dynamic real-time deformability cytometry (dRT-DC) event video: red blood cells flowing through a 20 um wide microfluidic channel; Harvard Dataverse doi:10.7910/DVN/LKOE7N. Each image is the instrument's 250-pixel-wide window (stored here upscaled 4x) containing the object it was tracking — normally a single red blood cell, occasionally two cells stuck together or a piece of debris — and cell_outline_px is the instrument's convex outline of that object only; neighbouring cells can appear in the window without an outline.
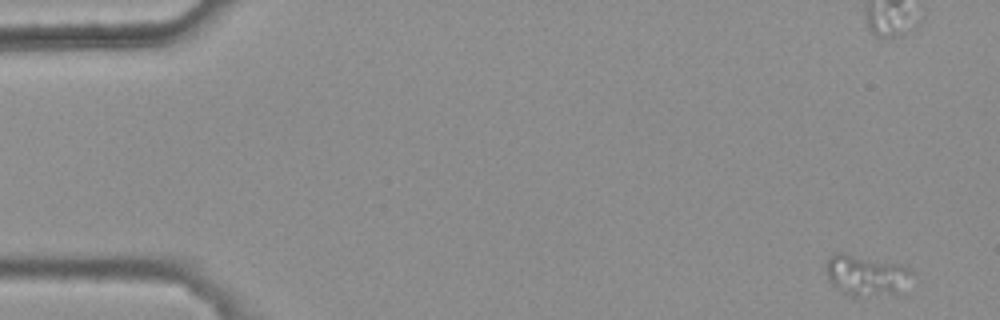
{"species": "common noctule bat (a hibernating species)", "species_latin": "Nyctalus noctula", "temperature_condition": "warm", "stored_images_in_passage": 6, "camera_frame_rate_fps": 3000, "um_per_image_px": 0.085, "animal": {"sex": "female", "body_mass_g": 25.1}, "frame": {"image": 1, "passage_image": 1, "time_ms": 0.0, "image_size_px": [1000, 320], "cell_outline_px": [[908, 272], [896, 292], [856, 296], [852, 296], [840, 292], [828, 280], [828, 256], [836, 252], [844, 252], [900, 264], [908, 268]], "centroid_in_image_um": [73.45, 23.34], "position_along_channel_um": 11.5, "area_um2": 19.25}}